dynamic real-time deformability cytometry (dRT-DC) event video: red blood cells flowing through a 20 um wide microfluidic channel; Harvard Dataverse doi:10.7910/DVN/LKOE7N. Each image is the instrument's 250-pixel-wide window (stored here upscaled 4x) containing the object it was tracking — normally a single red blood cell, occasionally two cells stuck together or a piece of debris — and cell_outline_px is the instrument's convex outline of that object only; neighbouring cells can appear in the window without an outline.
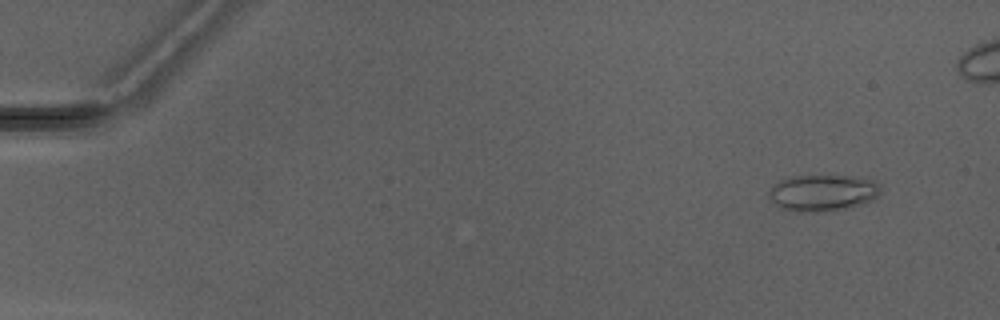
{"species": "Egyptian fruit bat (a non-hibernating species)", "species_latin": "Rousettus aegyptiacus", "temperature_condition": "warm", "stored_images_in_passage": 6, "camera_frame_rate_fps": 3000, "um_per_image_px": 0.085, "animal": {"sex": "male"}, "frame": {"image": 1, "passage_image": 2, "time_ms": 1.0, "image_size_px": [1000, 320], "cell_outline_px": [[880, 192], [876, 196], [868, 200], [832, 212], [800, 212], [780, 208], [768, 196], [768, 192], [780, 180], [792, 176], [848, 176], [872, 180], [880, 184]], "centroid_in_image_um": [69.88, 16.39], "position_along_channel_um": 15.1, "area_um2": 23.35}}